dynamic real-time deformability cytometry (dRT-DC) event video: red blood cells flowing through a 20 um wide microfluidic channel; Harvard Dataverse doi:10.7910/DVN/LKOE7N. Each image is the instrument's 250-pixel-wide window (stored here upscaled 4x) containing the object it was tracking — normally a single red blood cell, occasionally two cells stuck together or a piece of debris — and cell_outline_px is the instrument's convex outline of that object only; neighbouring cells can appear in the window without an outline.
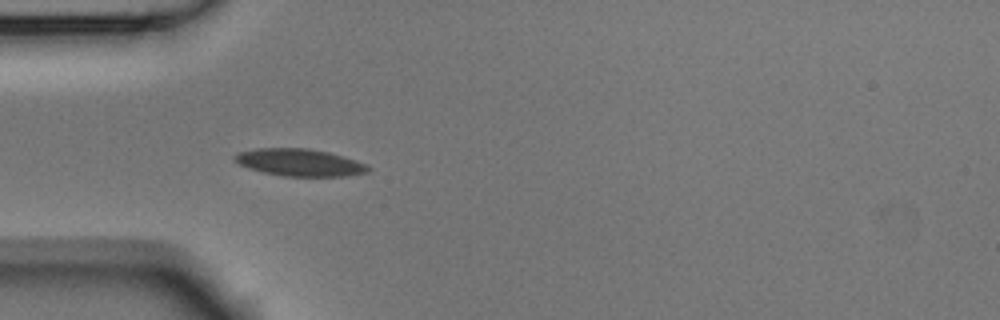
{"species": "Egyptian fruit bat (a non-hibernating species)", "species_latin": "Rousettus aegyptiacus", "temperature_condition": "room temperature", "stored_images_in_passage": 7, "camera_frame_rate_fps": 3000, "um_per_image_px": 0.085, "animal": {"sex": "male"}, "frame": {"image": 1, "passage_image": 4, "time_ms": 1.0, "image_size_px": [1000, 320], "cell_outline_px": [[372, 168], [368, 172], [348, 176], [284, 176], [264, 172], [248, 168], [232, 160], [232, 156], [236, 152], [256, 148], [308, 148], [328, 152], [368, 164]], "centroid_in_image_um": [25.44, 13.8], "position_along_channel_um": 59.6, "area_um2": 21.33}}
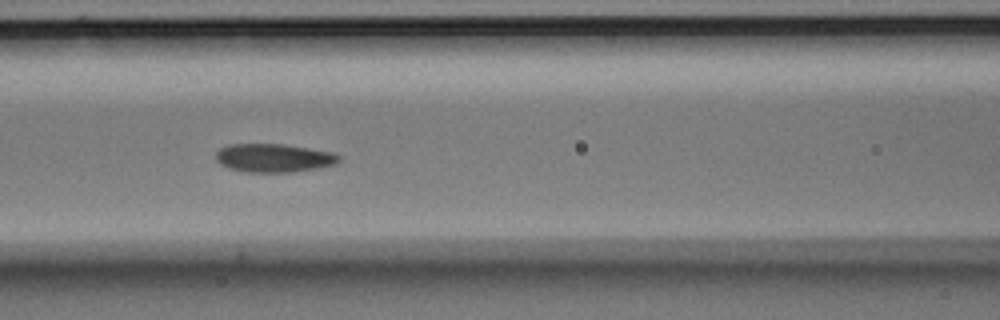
{"frame": {"image": 2, "passage_image": 6, "time_ms": 1.667, "image_size_px": [1000, 320], "cell_outline_px": [[340, 160], [336, 164], [316, 168], [292, 172], [244, 172], [228, 168], [220, 164], [216, 160], [216, 152], [220, 148], [228, 144], [284, 144], [332, 152], [340, 156]], "centroid_in_image_um": [23.24, 13.42], "position_along_channel_um": 143.4, "area_um2": 20.46}}
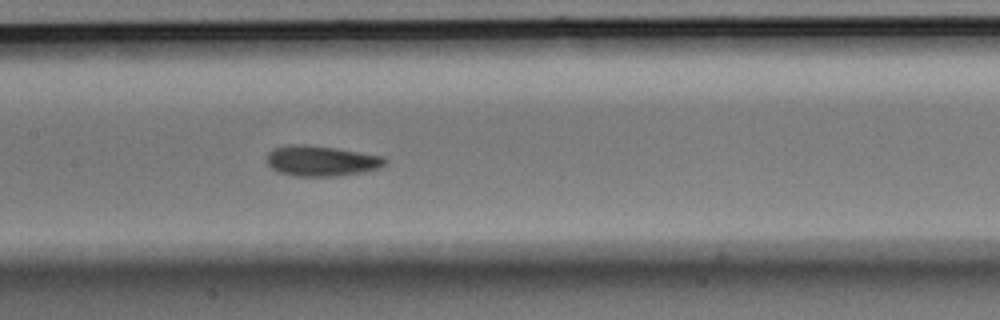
{"frame": {"image": 3, "passage_image": 7, "time_ms": 2.0, "image_size_px": [1000, 320], "cell_outline_px": [[388, 160], [384, 168], [364, 172], [340, 176], [292, 176], [280, 172], [272, 168], [268, 164], [268, 152], [272, 148], [288, 144], [304, 144], [336, 148], [384, 156]], "centroid_in_image_um": [27.37, 13.67], "position_along_channel_um": 180.0, "area_um2": 21.33}}